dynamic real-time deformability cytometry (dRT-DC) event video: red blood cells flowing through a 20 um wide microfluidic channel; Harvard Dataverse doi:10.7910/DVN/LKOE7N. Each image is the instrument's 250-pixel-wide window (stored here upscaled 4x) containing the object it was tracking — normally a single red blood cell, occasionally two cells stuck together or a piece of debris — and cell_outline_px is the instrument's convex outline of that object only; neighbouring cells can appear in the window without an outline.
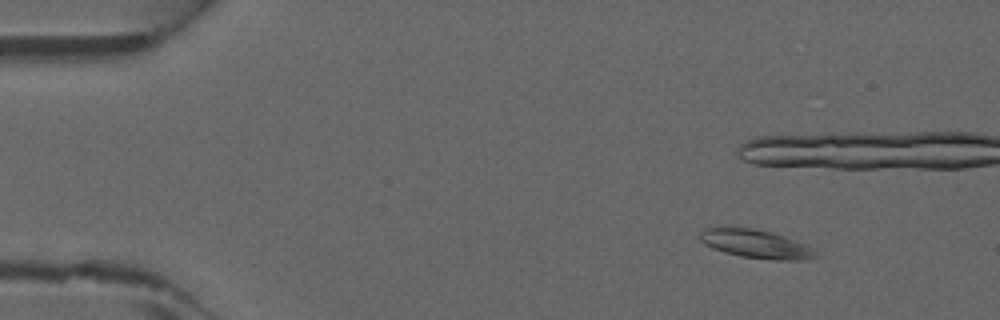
{"species": "common noctule bat (a hibernating species)", "species_latin": "Nyctalus noctula", "temperature_condition": "warm", "stored_images_in_passage": 39, "camera_frame_rate_fps": 3000, "um_per_image_px": 0.085, "animal": {"sex": "male", "forearm_length_mm": 52.5}, "frame": {"image": 1, "passage_image": 6, "time_ms": 1.667, "image_size_px": [1000, 320], "cell_outline_px": [[820, 256], [800, 260], [776, 260], [740, 256], [724, 252], [712, 248], [704, 244], [700, 240], [700, 232], [704, 228], [752, 228], [772, 232], [804, 244], [812, 248]], "centroid_in_image_um": [64.24, 20.74], "position_along_channel_um": 20.8, "area_um2": 18.96}}